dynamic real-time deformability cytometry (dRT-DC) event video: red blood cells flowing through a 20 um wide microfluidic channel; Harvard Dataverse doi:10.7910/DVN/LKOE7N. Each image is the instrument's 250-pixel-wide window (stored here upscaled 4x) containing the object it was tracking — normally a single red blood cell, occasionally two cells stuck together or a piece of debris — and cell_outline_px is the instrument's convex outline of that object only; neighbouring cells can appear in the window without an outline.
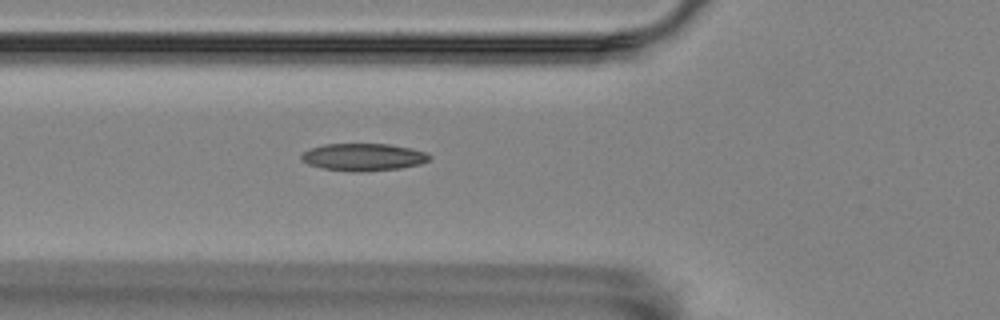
{"species": "Egyptian fruit bat (a non-hibernating species)", "species_latin": "Rousettus aegyptiacus", "temperature_condition": "room temperature", "stored_images_in_passage": 34, "camera_frame_rate_fps": 3000, "um_per_image_px": 0.085, "animal": {"sex": "female"}, "frame": {"image": 1, "passage_image": 3, "time_ms": 0.667, "image_size_px": [1000, 320], "cell_outline_px": [[432, 160], [420, 164], [400, 168], [324, 168], [308, 164], [300, 160], [300, 156], [308, 148], [324, 144], [388, 144], [412, 148], [424, 152], [432, 156]], "centroid_in_image_um": [30.9, 13.28], "position_along_channel_um": 94.9, "area_um2": 19.36}}
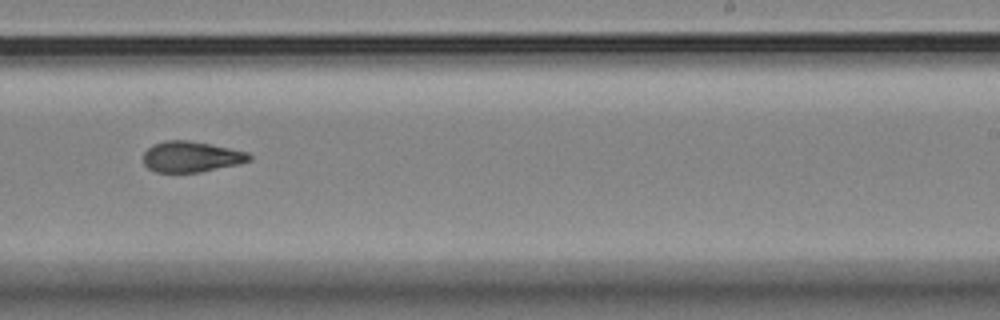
{"frame": {"image": 2, "passage_image": 18, "time_ms": 5.667, "image_size_px": [1000, 320], "cell_outline_px": [[252, 160], [240, 164], [200, 172], [156, 172], [148, 168], [144, 164], [144, 152], [152, 144], [164, 140], [188, 140], [248, 152], [252, 156]], "centroid_in_image_um": [16.25, 13.32], "position_along_channel_um": 272.7, "area_um2": 19.02}}
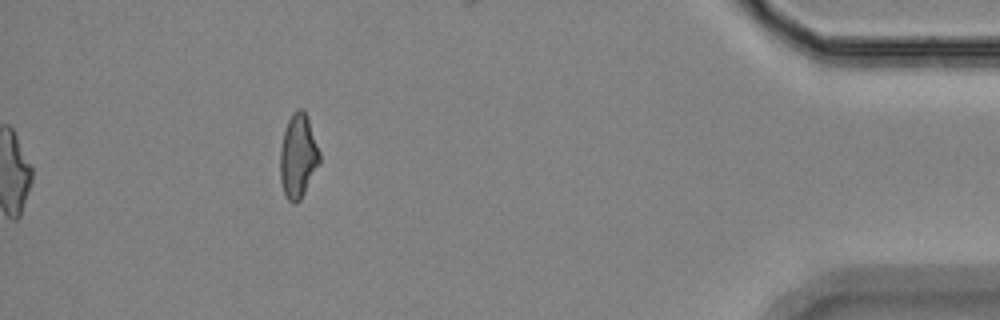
{"frame": {"image": 3, "passage_image": 34, "time_ms": 11.0, "image_size_px": [1000, 320], "cell_outline_px": [[320, 164], [300, 200], [296, 204], [292, 204], [288, 200], [284, 192], [280, 180], [280, 148], [284, 132], [288, 120], [292, 112], [296, 108], [304, 108], [308, 116], [320, 152]], "centroid_in_image_um": [25.35, 13.24], "position_along_channel_um": 409.9, "area_um2": 19.59}, "authors_computed_cell_mechanics": {"area_um2": 19.5653, "velocity_mm_per_s": 3.5451, "shape_relaxation_time_tau1_ms": 7.0631, "shape_relaxation_time_tau2_ms": 3.1, "deformation_change_tau1": 0.1986, "deformation_change_tau2": 0.0957}}